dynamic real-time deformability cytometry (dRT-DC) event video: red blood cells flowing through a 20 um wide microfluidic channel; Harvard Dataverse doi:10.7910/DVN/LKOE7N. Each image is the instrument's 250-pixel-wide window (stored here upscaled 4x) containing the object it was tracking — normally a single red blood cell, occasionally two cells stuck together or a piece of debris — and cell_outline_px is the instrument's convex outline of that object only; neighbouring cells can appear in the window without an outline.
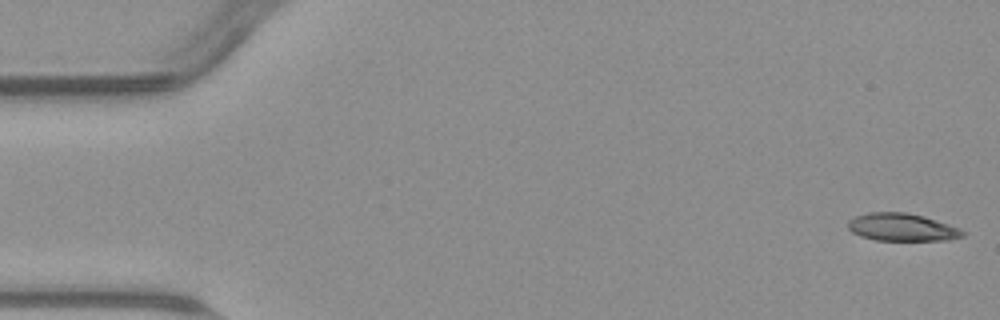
{"species": "common noctule bat (a hibernating species)", "species_latin": "Nyctalus noctula", "temperature_condition": "warm", "stored_images_in_passage": 54, "camera_frame_rate_fps": 3000, "um_per_image_px": 0.085, "animal": {"sex": "male", "body_mass_g": 23.1, "forearm_length_mm": 52.7}, "frame": {"image": 1, "passage_image": 1, "time_ms": 0.0, "image_size_px": [1000, 320], "cell_outline_px": [[968, 232], [964, 236], [948, 240], [876, 240], [860, 236], [852, 232], [848, 228], [848, 220], [856, 216], [868, 212], [908, 212], [924, 216], [960, 228]], "centroid_in_image_um": [76.69, 19.31], "position_along_channel_um": 8.3, "area_um2": 18.61}}
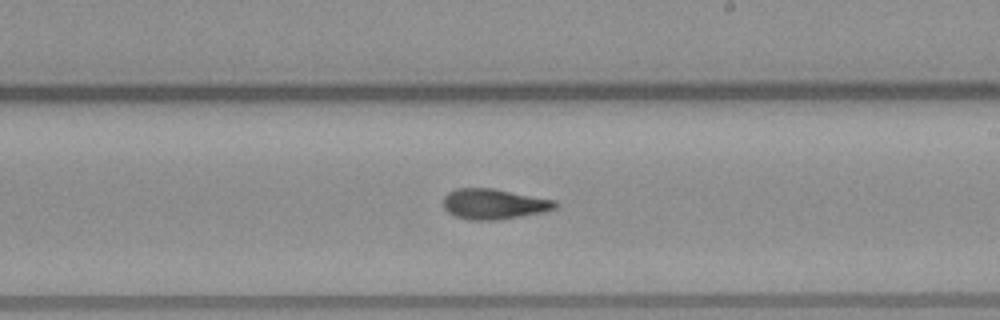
{"frame": {"image": 2, "passage_image": 31, "time_ms": 10.0, "image_size_px": [1000, 320], "cell_outline_px": [[560, 204], [556, 208], [544, 212], [496, 220], [468, 220], [456, 216], [448, 212], [444, 208], [444, 196], [448, 192], [456, 188], [492, 188], [556, 200]], "centroid_in_image_um": [42.0, 17.34], "position_along_channel_um": 247.0, "area_um2": 19.88}}
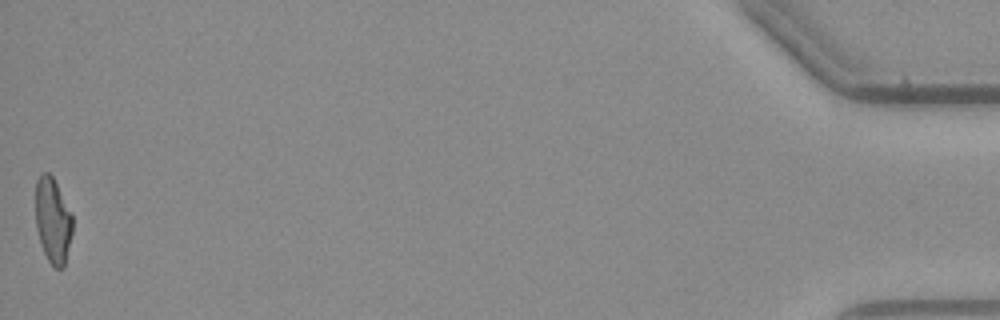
{"frame": {"image": 3, "passage_image": 54, "time_ms": 17.667, "image_size_px": [1000, 320], "cell_outline_px": [[72, 232], [64, 268], [56, 268], [48, 260], [44, 252], [36, 228], [36, 180], [44, 172], [48, 172], [52, 176], [72, 212]], "centroid_in_image_um": [4.5, 18.73], "position_along_channel_um": 430.7, "area_um2": 18.26}, "authors_computed_cell_mechanics": {"area_um2": 19.3052, "velocity_mm_per_s": 3.7953, "shape_relaxation_time_tau1_ms": 10.9715, "shape_relaxation_time_tau2_ms": 1.5239, "deformation_change_tau1": 0.3219, "deformation_change_tau2": 0.088}}